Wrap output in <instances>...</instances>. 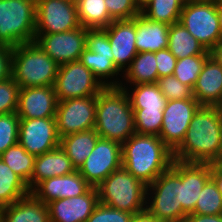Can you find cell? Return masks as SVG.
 <instances>
[{
  "mask_svg": "<svg viewBox=\"0 0 222 222\" xmlns=\"http://www.w3.org/2000/svg\"><path fill=\"white\" fill-rule=\"evenodd\" d=\"M221 155L222 108L200 106L173 157L182 162L214 164Z\"/></svg>",
  "mask_w": 222,
  "mask_h": 222,
  "instance_id": "1",
  "label": "cell"
},
{
  "mask_svg": "<svg viewBox=\"0 0 222 222\" xmlns=\"http://www.w3.org/2000/svg\"><path fill=\"white\" fill-rule=\"evenodd\" d=\"M122 167L150 185L172 166L173 152L159 136L133 134L122 144Z\"/></svg>",
  "mask_w": 222,
  "mask_h": 222,
  "instance_id": "2",
  "label": "cell"
},
{
  "mask_svg": "<svg viewBox=\"0 0 222 222\" xmlns=\"http://www.w3.org/2000/svg\"><path fill=\"white\" fill-rule=\"evenodd\" d=\"M94 129L101 138L121 144L136 133L134 111L123 88L107 86L97 94Z\"/></svg>",
  "mask_w": 222,
  "mask_h": 222,
  "instance_id": "3",
  "label": "cell"
},
{
  "mask_svg": "<svg viewBox=\"0 0 222 222\" xmlns=\"http://www.w3.org/2000/svg\"><path fill=\"white\" fill-rule=\"evenodd\" d=\"M181 201L182 161L174 159L172 166L147 186L146 209L160 222H184L188 214Z\"/></svg>",
  "mask_w": 222,
  "mask_h": 222,
  "instance_id": "4",
  "label": "cell"
},
{
  "mask_svg": "<svg viewBox=\"0 0 222 222\" xmlns=\"http://www.w3.org/2000/svg\"><path fill=\"white\" fill-rule=\"evenodd\" d=\"M58 68L35 41L13 47L12 77L19 88L54 86Z\"/></svg>",
  "mask_w": 222,
  "mask_h": 222,
  "instance_id": "5",
  "label": "cell"
},
{
  "mask_svg": "<svg viewBox=\"0 0 222 222\" xmlns=\"http://www.w3.org/2000/svg\"><path fill=\"white\" fill-rule=\"evenodd\" d=\"M99 202L109 207L138 213L146 209L147 185L121 167L97 187Z\"/></svg>",
  "mask_w": 222,
  "mask_h": 222,
  "instance_id": "6",
  "label": "cell"
},
{
  "mask_svg": "<svg viewBox=\"0 0 222 222\" xmlns=\"http://www.w3.org/2000/svg\"><path fill=\"white\" fill-rule=\"evenodd\" d=\"M36 0H0V44L16 47L35 41Z\"/></svg>",
  "mask_w": 222,
  "mask_h": 222,
  "instance_id": "7",
  "label": "cell"
},
{
  "mask_svg": "<svg viewBox=\"0 0 222 222\" xmlns=\"http://www.w3.org/2000/svg\"><path fill=\"white\" fill-rule=\"evenodd\" d=\"M179 22L207 51L214 52L221 39V23L215 3L185 2Z\"/></svg>",
  "mask_w": 222,
  "mask_h": 222,
  "instance_id": "8",
  "label": "cell"
},
{
  "mask_svg": "<svg viewBox=\"0 0 222 222\" xmlns=\"http://www.w3.org/2000/svg\"><path fill=\"white\" fill-rule=\"evenodd\" d=\"M79 61L105 87L120 85L121 79L117 78V76H121L122 73L113 62V53L106 28H87L86 48L81 53Z\"/></svg>",
  "mask_w": 222,
  "mask_h": 222,
  "instance_id": "9",
  "label": "cell"
},
{
  "mask_svg": "<svg viewBox=\"0 0 222 222\" xmlns=\"http://www.w3.org/2000/svg\"><path fill=\"white\" fill-rule=\"evenodd\" d=\"M105 86L79 60L59 65L54 89L57 101L94 96Z\"/></svg>",
  "mask_w": 222,
  "mask_h": 222,
  "instance_id": "10",
  "label": "cell"
},
{
  "mask_svg": "<svg viewBox=\"0 0 222 222\" xmlns=\"http://www.w3.org/2000/svg\"><path fill=\"white\" fill-rule=\"evenodd\" d=\"M96 101L97 95L59 101L55 116L59 138L94 129Z\"/></svg>",
  "mask_w": 222,
  "mask_h": 222,
  "instance_id": "11",
  "label": "cell"
},
{
  "mask_svg": "<svg viewBox=\"0 0 222 222\" xmlns=\"http://www.w3.org/2000/svg\"><path fill=\"white\" fill-rule=\"evenodd\" d=\"M35 34H54L79 28L75 0H36Z\"/></svg>",
  "mask_w": 222,
  "mask_h": 222,
  "instance_id": "12",
  "label": "cell"
},
{
  "mask_svg": "<svg viewBox=\"0 0 222 222\" xmlns=\"http://www.w3.org/2000/svg\"><path fill=\"white\" fill-rule=\"evenodd\" d=\"M122 144L99 137L91 154L78 172L92 186L97 187L113 171L122 167Z\"/></svg>",
  "mask_w": 222,
  "mask_h": 222,
  "instance_id": "13",
  "label": "cell"
},
{
  "mask_svg": "<svg viewBox=\"0 0 222 222\" xmlns=\"http://www.w3.org/2000/svg\"><path fill=\"white\" fill-rule=\"evenodd\" d=\"M200 106L194 97L167 100L159 137L172 152L183 142L190 122Z\"/></svg>",
  "mask_w": 222,
  "mask_h": 222,
  "instance_id": "14",
  "label": "cell"
},
{
  "mask_svg": "<svg viewBox=\"0 0 222 222\" xmlns=\"http://www.w3.org/2000/svg\"><path fill=\"white\" fill-rule=\"evenodd\" d=\"M18 143L35 157L59 147L56 118L20 119Z\"/></svg>",
  "mask_w": 222,
  "mask_h": 222,
  "instance_id": "15",
  "label": "cell"
},
{
  "mask_svg": "<svg viewBox=\"0 0 222 222\" xmlns=\"http://www.w3.org/2000/svg\"><path fill=\"white\" fill-rule=\"evenodd\" d=\"M87 28L80 26L66 32L35 34V42L58 65L77 61L86 48Z\"/></svg>",
  "mask_w": 222,
  "mask_h": 222,
  "instance_id": "16",
  "label": "cell"
},
{
  "mask_svg": "<svg viewBox=\"0 0 222 222\" xmlns=\"http://www.w3.org/2000/svg\"><path fill=\"white\" fill-rule=\"evenodd\" d=\"M92 186L78 172L64 176H55L39 182L30 193L45 204L64 198L85 194Z\"/></svg>",
  "mask_w": 222,
  "mask_h": 222,
  "instance_id": "17",
  "label": "cell"
},
{
  "mask_svg": "<svg viewBox=\"0 0 222 222\" xmlns=\"http://www.w3.org/2000/svg\"><path fill=\"white\" fill-rule=\"evenodd\" d=\"M106 32L113 53V62L123 73L138 53L135 46L136 17L114 20L106 27Z\"/></svg>",
  "mask_w": 222,
  "mask_h": 222,
  "instance_id": "18",
  "label": "cell"
},
{
  "mask_svg": "<svg viewBox=\"0 0 222 222\" xmlns=\"http://www.w3.org/2000/svg\"><path fill=\"white\" fill-rule=\"evenodd\" d=\"M57 103L54 86L20 88L16 113L20 119L55 117Z\"/></svg>",
  "mask_w": 222,
  "mask_h": 222,
  "instance_id": "19",
  "label": "cell"
},
{
  "mask_svg": "<svg viewBox=\"0 0 222 222\" xmlns=\"http://www.w3.org/2000/svg\"><path fill=\"white\" fill-rule=\"evenodd\" d=\"M99 203L97 188L85 194L48 203L51 222H86Z\"/></svg>",
  "mask_w": 222,
  "mask_h": 222,
  "instance_id": "20",
  "label": "cell"
},
{
  "mask_svg": "<svg viewBox=\"0 0 222 222\" xmlns=\"http://www.w3.org/2000/svg\"><path fill=\"white\" fill-rule=\"evenodd\" d=\"M192 92L201 106L222 107V62L214 53L205 61Z\"/></svg>",
  "mask_w": 222,
  "mask_h": 222,
  "instance_id": "21",
  "label": "cell"
},
{
  "mask_svg": "<svg viewBox=\"0 0 222 222\" xmlns=\"http://www.w3.org/2000/svg\"><path fill=\"white\" fill-rule=\"evenodd\" d=\"M211 178V164L182 162V209L190 214L206 182Z\"/></svg>",
  "mask_w": 222,
  "mask_h": 222,
  "instance_id": "22",
  "label": "cell"
},
{
  "mask_svg": "<svg viewBox=\"0 0 222 222\" xmlns=\"http://www.w3.org/2000/svg\"><path fill=\"white\" fill-rule=\"evenodd\" d=\"M76 171L71 159L59 146L47 153L36 156L34 170L30 182L27 184L30 191L45 179L55 176H64Z\"/></svg>",
  "mask_w": 222,
  "mask_h": 222,
  "instance_id": "23",
  "label": "cell"
},
{
  "mask_svg": "<svg viewBox=\"0 0 222 222\" xmlns=\"http://www.w3.org/2000/svg\"><path fill=\"white\" fill-rule=\"evenodd\" d=\"M0 222H51L48 205L31 193L0 210Z\"/></svg>",
  "mask_w": 222,
  "mask_h": 222,
  "instance_id": "24",
  "label": "cell"
},
{
  "mask_svg": "<svg viewBox=\"0 0 222 222\" xmlns=\"http://www.w3.org/2000/svg\"><path fill=\"white\" fill-rule=\"evenodd\" d=\"M169 25L136 16L135 46L138 52H157L168 48Z\"/></svg>",
  "mask_w": 222,
  "mask_h": 222,
  "instance_id": "25",
  "label": "cell"
},
{
  "mask_svg": "<svg viewBox=\"0 0 222 222\" xmlns=\"http://www.w3.org/2000/svg\"><path fill=\"white\" fill-rule=\"evenodd\" d=\"M122 74L124 81L122 79L119 86H126L127 83L129 85L157 83L159 77L155 53L138 52Z\"/></svg>",
  "mask_w": 222,
  "mask_h": 222,
  "instance_id": "26",
  "label": "cell"
},
{
  "mask_svg": "<svg viewBox=\"0 0 222 222\" xmlns=\"http://www.w3.org/2000/svg\"><path fill=\"white\" fill-rule=\"evenodd\" d=\"M99 137L95 129L69 134L60 138V147L78 170L91 154Z\"/></svg>",
  "mask_w": 222,
  "mask_h": 222,
  "instance_id": "27",
  "label": "cell"
},
{
  "mask_svg": "<svg viewBox=\"0 0 222 222\" xmlns=\"http://www.w3.org/2000/svg\"><path fill=\"white\" fill-rule=\"evenodd\" d=\"M168 49L177 60L194 55L212 54L180 22L169 26Z\"/></svg>",
  "mask_w": 222,
  "mask_h": 222,
  "instance_id": "28",
  "label": "cell"
},
{
  "mask_svg": "<svg viewBox=\"0 0 222 222\" xmlns=\"http://www.w3.org/2000/svg\"><path fill=\"white\" fill-rule=\"evenodd\" d=\"M119 87L127 92L132 109H164L166 106L167 99L164 97L157 83L137 84L133 86H128L127 84V86Z\"/></svg>",
  "mask_w": 222,
  "mask_h": 222,
  "instance_id": "29",
  "label": "cell"
},
{
  "mask_svg": "<svg viewBox=\"0 0 222 222\" xmlns=\"http://www.w3.org/2000/svg\"><path fill=\"white\" fill-rule=\"evenodd\" d=\"M30 194L27 183L0 158V210Z\"/></svg>",
  "mask_w": 222,
  "mask_h": 222,
  "instance_id": "30",
  "label": "cell"
},
{
  "mask_svg": "<svg viewBox=\"0 0 222 222\" xmlns=\"http://www.w3.org/2000/svg\"><path fill=\"white\" fill-rule=\"evenodd\" d=\"M105 0H75L78 20L84 28H106L114 20L110 17Z\"/></svg>",
  "mask_w": 222,
  "mask_h": 222,
  "instance_id": "31",
  "label": "cell"
},
{
  "mask_svg": "<svg viewBox=\"0 0 222 222\" xmlns=\"http://www.w3.org/2000/svg\"><path fill=\"white\" fill-rule=\"evenodd\" d=\"M186 0H151L142 9L147 19L167 25L179 22L182 7Z\"/></svg>",
  "mask_w": 222,
  "mask_h": 222,
  "instance_id": "32",
  "label": "cell"
},
{
  "mask_svg": "<svg viewBox=\"0 0 222 222\" xmlns=\"http://www.w3.org/2000/svg\"><path fill=\"white\" fill-rule=\"evenodd\" d=\"M1 160L27 184L30 182L35 156L28 153L19 143L9 147L0 155Z\"/></svg>",
  "mask_w": 222,
  "mask_h": 222,
  "instance_id": "33",
  "label": "cell"
},
{
  "mask_svg": "<svg viewBox=\"0 0 222 222\" xmlns=\"http://www.w3.org/2000/svg\"><path fill=\"white\" fill-rule=\"evenodd\" d=\"M192 213L199 215L222 214V194L212 178L206 182L201 190Z\"/></svg>",
  "mask_w": 222,
  "mask_h": 222,
  "instance_id": "34",
  "label": "cell"
},
{
  "mask_svg": "<svg viewBox=\"0 0 222 222\" xmlns=\"http://www.w3.org/2000/svg\"><path fill=\"white\" fill-rule=\"evenodd\" d=\"M210 55H194L178 59L173 75L182 83L193 89L202 67Z\"/></svg>",
  "mask_w": 222,
  "mask_h": 222,
  "instance_id": "35",
  "label": "cell"
},
{
  "mask_svg": "<svg viewBox=\"0 0 222 222\" xmlns=\"http://www.w3.org/2000/svg\"><path fill=\"white\" fill-rule=\"evenodd\" d=\"M164 109H133L135 132L143 135L159 136L162 128Z\"/></svg>",
  "mask_w": 222,
  "mask_h": 222,
  "instance_id": "36",
  "label": "cell"
},
{
  "mask_svg": "<svg viewBox=\"0 0 222 222\" xmlns=\"http://www.w3.org/2000/svg\"><path fill=\"white\" fill-rule=\"evenodd\" d=\"M19 123L16 112L0 114V155L18 143Z\"/></svg>",
  "mask_w": 222,
  "mask_h": 222,
  "instance_id": "37",
  "label": "cell"
},
{
  "mask_svg": "<svg viewBox=\"0 0 222 222\" xmlns=\"http://www.w3.org/2000/svg\"><path fill=\"white\" fill-rule=\"evenodd\" d=\"M157 84L167 100L193 98L192 89L182 84L174 75L158 78Z\"/></svg>",
  "mask_w": 222,
  "mask_h": 222,
  "instance_id": "38",
  "label": "cell"
},
{
  "mask_svg": "<svg viewBox=\"0 0 222 222\" xmlns=\"http://www.w3.org/2000/svg\"><path fill=\"white\" fill-rule=\"evenodd\" d=\"M19 90L13 77L0 81V114L17 112Z\"/></svg>",
  "mask_w": 222,
  "mask_h": 222,
  "instance_id": "39",
  "label": "cell"
},
{
  "mask_svg": "<svg viewBox=\"0 0 222 222\" xmlns=\"http://www.w3.org/2000/svg\"><path fill=\"white\" fill-rule=\"evenodd\" d=\"M104 2L113 20L133 19L141 13L135 0H105Z\"/></svg>",
  "mask_w": 222,
  "mask_h": 222,
  "instance_id": "40",
  "label": "cell"
},
{
  "mask_svg": "<svg viewBox=\"0 0 222 222\" xmlns=\"http://www.w3.org/2000/svg\"><path fill=\"white\" fill-rule=\"evenodd\" d=\"M132 213L98 203L86 222H130Z\"/></svg>",
  "mask_w": 222,
  "mask_h": 222,
  "instance_id": "41",
  "label": "cell"
},
{
  "mask_svg": "<svg viewBox=\"0 0 222 222\" xmlns=\"http://www.w3.org/2000/svg\"><path fill=\"white\" fill-rule=\"evenodd\" d=\"M158 77L173 75L177 58L169 51L168 48L155 52Z\"/></svg>",
  "mask_w": 222,
  "mask_h": 222,
  "instance_id": "42",
  "label": "cell"
},
{
  "mask_svg": "<svg viewBox=\"0 0 222 222\" xmlns=\"http://www.w3.org/2000/svg\"><path fill=\"white\" fill-rule=\"evenodd\" d=\"M13 47L0 44V81L12 77Z\"/></svg>",
  "mask_w": 222,
  "mask_h": 222,
  "instance_id": "43",
  "label": "cell"
},
{
  "mask_svg": "<svg viewBox=\"0 0 222 222\" xmlns=\"http://www.w3.org/2000/svg\"><path fill=\"white\" fill-rule=\"evenodd\" d=\"M184 222H222V214L199 215L190 213L186 216Z\"/></svg>",
  "mask_w": 222,
  "mask_h": 222,
  "instance_id": "44",
  "label": "cell"
},
{
  "mask_svg": "<svg viewBox=\"0 0 222 222\" xmlns=\"http://www.w3.org/2000/svg\"><path fill=\"white\" fill-rule=\"evenodd\" d=\"M130 222H160L155 217H153L147 209L144 211L133 214Z\"/></svg>",
  "mask_w": 222,
  "mask_h": 222,
  "instance_id": "45",
  "label": "cell"
},
{
  "mask_svg": "<svg viewBox=\"0 0 222 222\" xmlns=\"http://www.w3.org/2000/svg\"><path fill=\"white\" fill-rule=\"evenodd\" d=\"M211 178L216 183L218 190L222 194V169L216 164H211Z\"/></svg>",
  "mask_w": 222,
  "mask_h": 222,
  "instance_id": "46",
  "label": "cell"
},
{
  "mask_svg": "<svg viewBox=\"0 0 222 222\" xmlns=\"http://www.w3.org/2000/svg\"><path fill=\"white\" fill-rule=\"evenodd\" d=\"M151 0H135L136 5L141 10L147 3H149Z\"/></svg>",
  "mask_w": 222,
  "mask_h": 222,
  "instance_id": "47",
  "label": "cell"
},
{
  "mask_svg": "<svg viewBox=\"0 0 222 222\" xmlns=\"http://www.w3.org/2000/svg\"><path fill=\"white\" fill-rule=\"evenodd\" d=\"M218 11L220 14V23H221V31H222V6H218ZM218 47H222V34Z\"/></svg>",
  "mask_w": 222,
  "mask_h": 222,
  "instance_id": "48",
  "label": "cell"
},
{
  "mask_svg": "<svg viewBox=\"0 0 222 222\" xmlns=\"http://www.w3.org/2000/svg\"><path fill=\"white\" fill-rule=\"evenodd\" d=\"M186 2H193V3H215L216 0H186Z\"/></svg>",
  "mask_w": 222,
  "mask_h": 222,
  "instance_id": "49",
  "label": "cell"
},
{
  "mask_svg": "<svg viewBox=\"0 0 222 222\" xmlns=\"http://www.w3.org/2000/svg\"><path fill=\"white\" fill-rule=\"evenodd\" d=\"M213 53L222 62V47H217V49Z\"/></svg>",
  "mask_w": 222,
  "mask_h": 222,
  "instance_id": "50",
  "label": "cell"
},
{
  "mask_svg": "<svg viewBox=\"0 0 222 222\" xmlns=\"http://www.w3.org/2000/svg\"><path fill=\"white\" fill-rule=\"evenodd\" d=\"M216 164L222 169V155L220 156V159L216 162Z\"/></svg>",
  "mask_w": 222,
  "mask_h": 222,
  "instance_id": "51",
  "label": "cell"
},
{
  "mask_svg": "<svg viewBox=\"0 0 222 222\" xmlns=\"http://www.w3.org/2000/svg\"><path fill=\"white\" fill-rule=\"evenodd\" d=\"M215 4H216L217 6H222V0H216Z\"/></svg>",
  "mask_w": 222,
  "mask_h": 222,
  "instance_id": "52",
  "label": "cell"
}]
</instances>
